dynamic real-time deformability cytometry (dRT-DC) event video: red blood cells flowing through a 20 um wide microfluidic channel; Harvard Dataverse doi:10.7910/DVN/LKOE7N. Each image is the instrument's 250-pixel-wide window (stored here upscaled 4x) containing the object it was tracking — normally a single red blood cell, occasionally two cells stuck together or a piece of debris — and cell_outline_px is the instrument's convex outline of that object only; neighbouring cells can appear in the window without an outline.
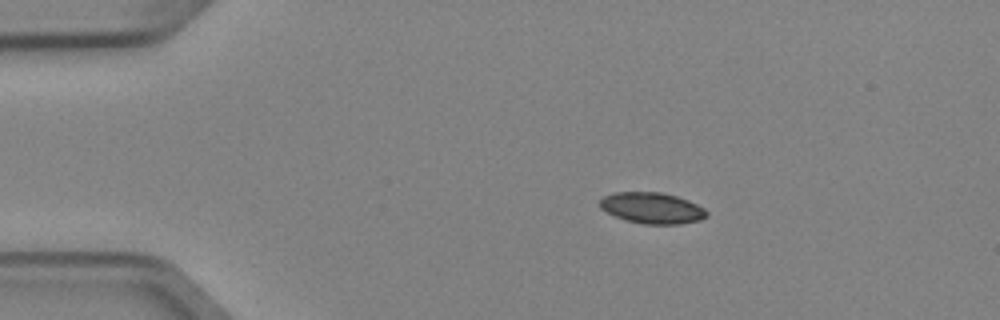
{"species": "Egyptian fruit bat (a non-hibernating species)", "species_latin": "Rousettus aegyptiacus", "temperature_condition": "cold", "stored_images_in_passage": 6, "camera_frame_rate_fps": 3000, "um_per_image_px": 0.085, "animal": {"sex": "female"}, "frame": {"image": 1, "passage_image": 2, "time_ms": 0.333, "image_size_px": [1000, 320], "cell_outline_px": [[708, 216], [700, 220], [680, 224], [640, 224], [616, 216], [600, 208], [600, 200], [604, 196], [616, 192], [660, 192], [676, 196], [688, 200], [704, 208], [708, 212]], "centroid_in_image_um": [55.45, 17.68], "position_along_channel_um": 29.5, "area_um2": 19.25}}
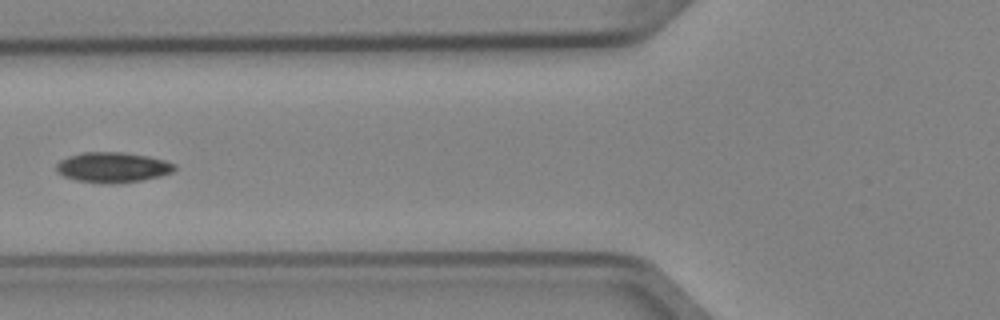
{"frame": {"image": 2, "passage_image": 5, "time_ms": 1.333, "image_size_px": [1000, 320], "cell_outline_px": [[176, 168], [172, 172], [160, 176], [140, 180], [112, 184], [104, 184], [76, 180], [64, 176], [56, 172], [56, 164], [60, 160], [68, 156], [84, 152], [124, 152], [148, 156], [164, 160], [176, 164]], "centroid_in_image_um": [9.56, 14.22], "position_along_channel_um": 116.2, "area_um2": 20.92}}
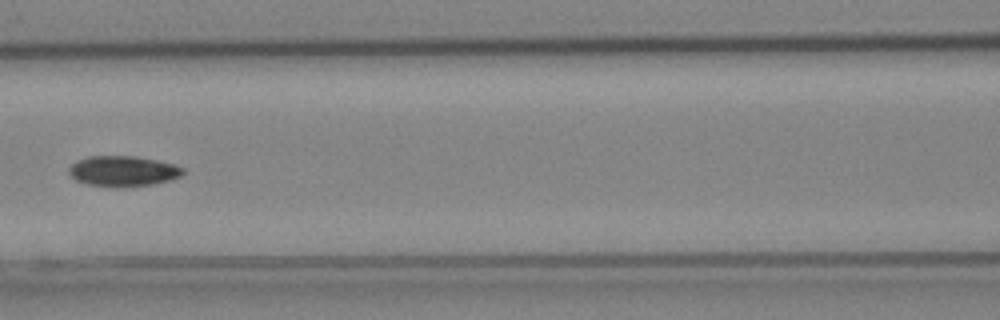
{"frame": {"image": 3, "passage_image": 6, "time_ms": 1.667, "image_size_px": [1000, 320], "cell_outline_px": [[184, 172], [180, 176], [168, 180], [152, 184], [124, 188], [112, 188], [88, 184], [76, 180], [68, 172], [68, 168], [72, 164], [88, 156], [136, 156], [156, 160], [172, 164], [184, 168]], "centroid_in_image_um": [10.44, 14.56], "position_along_channel_um": 156.2, "area_um2": 20.29}}